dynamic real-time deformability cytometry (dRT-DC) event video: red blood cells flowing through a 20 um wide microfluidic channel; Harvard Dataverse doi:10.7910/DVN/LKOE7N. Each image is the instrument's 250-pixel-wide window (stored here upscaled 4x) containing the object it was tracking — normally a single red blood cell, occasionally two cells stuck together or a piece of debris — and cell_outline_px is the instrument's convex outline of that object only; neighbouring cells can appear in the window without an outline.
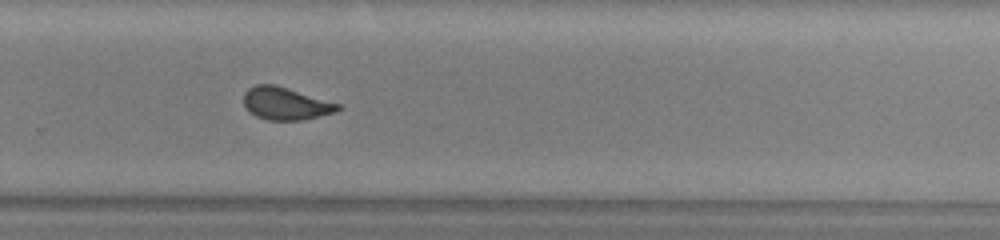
{"species": "common noctule bat (a hibernating species)", "species_latin": "Nyctalus noctula", "temperature_condition": "warm", "stored_images_in_passage": 37, "camera_frame_rate_fps": 3000, "um_per_image_px": 0.085, "animal": {"sex": "male", "body_mass_g": 13.0, "forearm_length_mm": 53.1}, "frame": {"image": 1, "passage_image": 22, "time_ms": 7.0, "image_size_px": [1000, 240], "cell_outline_px": [[344, 108], [336, 112], [300, 120], [268, 120], [256, 116], [244, 104], [244, 92], [248, 88], [256, 84], [276, 84], [340, 104]], "centroid_in_image_um": [24.3, 8.79], "position_along_channel_um": 305.5, "area_um2": 17.8}, "authors_computed_cell_mechanics": {"area_um2": 18.3804, "velocity_mm_per_s": 4.1193, "shape_relaxation_time_tau1_ms": 10.4715, "shape_relaxation_time_tau2_ms": 0.5694, "deformation_change_tau1": 0.198, "deformation_change_tau2": 0.0592}}